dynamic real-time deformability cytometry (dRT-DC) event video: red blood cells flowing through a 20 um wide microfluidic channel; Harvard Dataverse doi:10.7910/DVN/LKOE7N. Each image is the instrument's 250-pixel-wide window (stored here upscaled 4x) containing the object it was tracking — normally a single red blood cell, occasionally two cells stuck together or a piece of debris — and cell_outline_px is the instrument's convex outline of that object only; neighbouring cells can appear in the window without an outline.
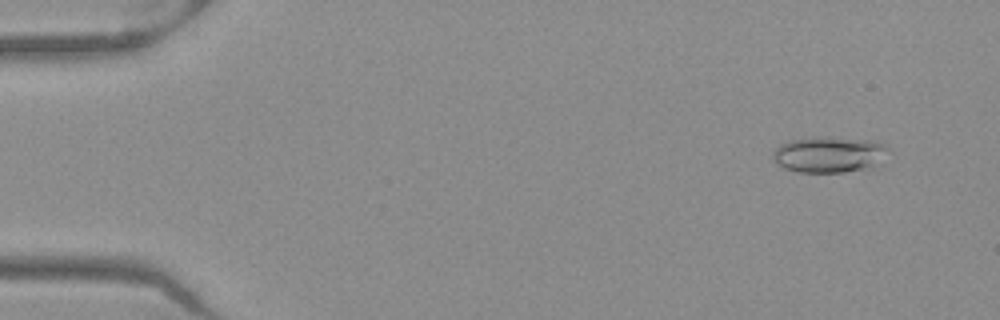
{"species": "Egyptian fruit bat (a non-hibernating species)", "species_latin": "Rousettus aegyptiacus", "temperature_condition": "warm", "stored_images_in_passage": 51, "camera_frame_rate_fps": 3000, "um_per_image_px": 0.085, "frame": {"image": 1, "passage_image": 4, "time_ms": 1.0, "image_size_px": [1000, 320], "cell_outline_px": [[884, 152], [880, 168], [844, 172], [800, 172], [784, 168], [776, 164], [772, 160], [772, 152], [780, 144], [788, 140], [816, 136], [824, 136], [872, 140], [884, 144]], "centroid_in_image_um": [70.45, 13.14], "position_along_channel_um": 14.6, "area_um2": 24.74}}
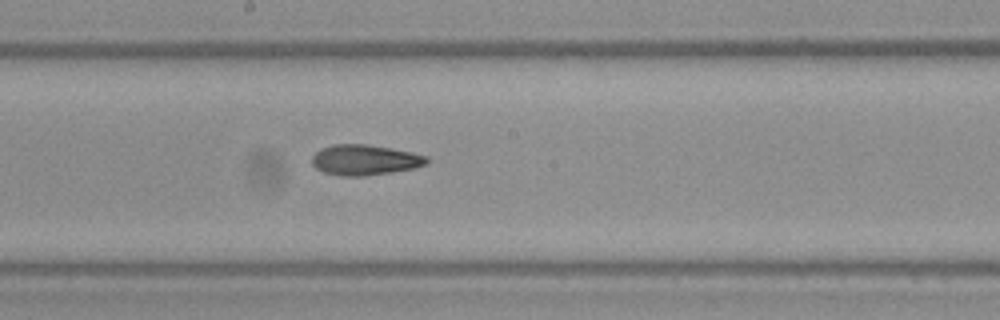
{"frame": {"image": 2, "passage_image": 28, "time_ms": 9.0, "image_size_px": [1000, 320], "cell_outline_px": [[432, 160], [428, 164], [416, 168], [392, 172], [364, 176], [340, 176], [324, 172], [316, 168], [312, 164], [312, 156], [320, 148], [332, 144], [368, 144], [412, 152], [428, 156]], "centroid_in_image_um": [31.05, 13.59], "position_along_channel_um": 217.1, "area_um2": 20.69}}
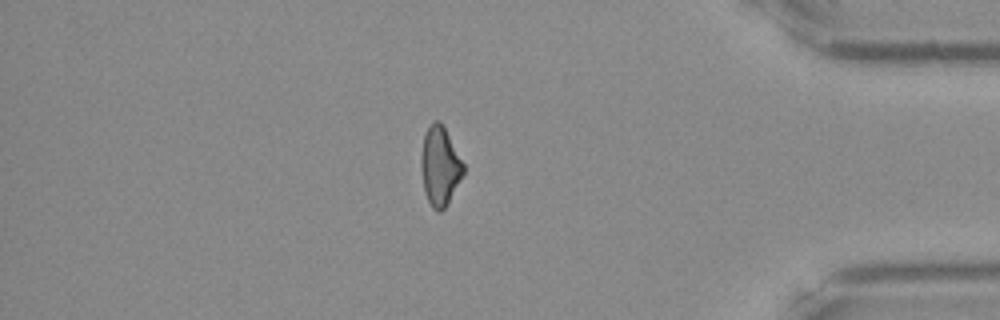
{"frame": {"image": 3, "passage_image": 44, "time_ms": 14.333, "image_size_px": [1000, 320], "cell_outline_px": [[464, 172], [448, 204], [440, 212], [436, 212], [432, 208], [424, 192], [420, 168], [420, 156], [424, 136], [432, 120], [440, 120], [464, 164]], "centroid_in_image_um": [37.37, 14.14], "position_along_channel_um": 397.8, "area_um2": 19.54}, "authors_computed_cell_mechanics": {"area_um2": 20.4612, "velocity_mm_per_s": 3.9915, "shape_relaxation_time_tau1_ms": null, "shape_relaxation_time_tau2_ms": 4.5048, "deformation_change_tau1": null, "deformation_change_tau2": 0.1408}}